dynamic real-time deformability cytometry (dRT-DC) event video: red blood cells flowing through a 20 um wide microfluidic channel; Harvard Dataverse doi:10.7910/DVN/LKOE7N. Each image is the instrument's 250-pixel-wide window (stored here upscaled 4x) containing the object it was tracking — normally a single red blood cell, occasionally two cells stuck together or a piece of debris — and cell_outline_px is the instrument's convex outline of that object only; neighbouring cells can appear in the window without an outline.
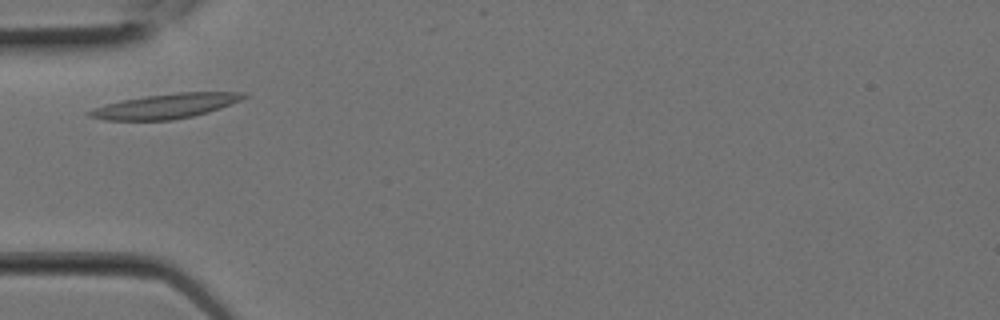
{"species": "Egyptian fruit bat (a non-hibernating species)", "species_latin": "Rousettus aegyptiacus", "temperature_condition": "room temperature", "stored_images_in_passage": 3, "camera_frame_rate_fps": 3000, "um_per_image_px": 0.085, "animal": {"sex": "female"}, "frame": {"image": 1, "passage_image": 2, "time_ms": 0.333, "image_size_px": [1000, 320], "cell_outline_px": [[248, 96], [240, 100], [220, 108], [208, 112], [192, 116], [172, 120], [104, 120], [88, 116], [84, 112], [92, 108], [104, 104], [144, 96], [176, 92], [244, 92]], "centroid_in_image_um": [14.03, 9.02], "position_along_channel_um": 71.0, "area_um2": 22.25}}